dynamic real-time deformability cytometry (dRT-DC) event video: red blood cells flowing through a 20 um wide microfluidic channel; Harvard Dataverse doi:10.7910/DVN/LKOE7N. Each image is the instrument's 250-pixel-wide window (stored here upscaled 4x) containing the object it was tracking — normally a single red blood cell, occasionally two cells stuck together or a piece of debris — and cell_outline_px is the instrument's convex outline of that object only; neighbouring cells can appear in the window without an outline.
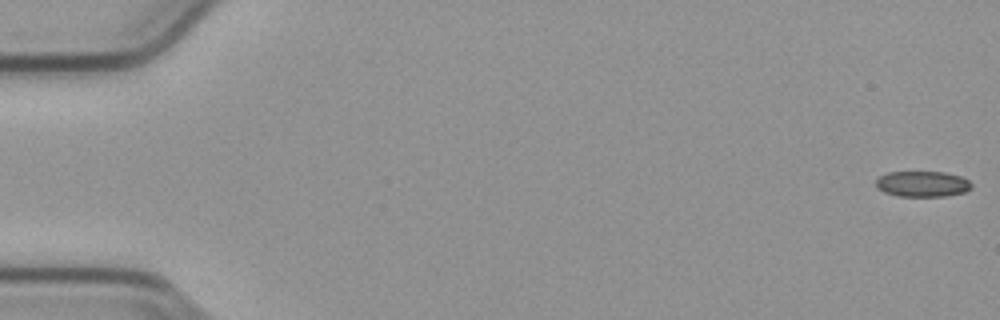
{"species": "common noctule bat (a hibernating species)", "species_latin": "Nyctalus noctula", "temperature_condition": "cold", "stored_images_in_passage": 55, "camera_frame_rate_fps": 3000, "um_per_image_px": 0.085, "animal": {"sex": "male", "body_mass_g": 23.1, "forearm_length_mm": 52.7}, "frame": {"image": 1, "passage_image": 1, "time_ms": 0.0, "image_size_px": [1000, 320], "cell_outline_px": [[972, 188], [964, 192], [944, 196], [900, 196], [884, 192], [876, 188], [876, 180], [880, 176], [888, 172], [944, 172], [960, 176], [968, 180], [972, 184]], "centroid_in_image_um": [78.4, 15.63], "position_along_channel_um": 6.6, "area_um2": 14.28}}
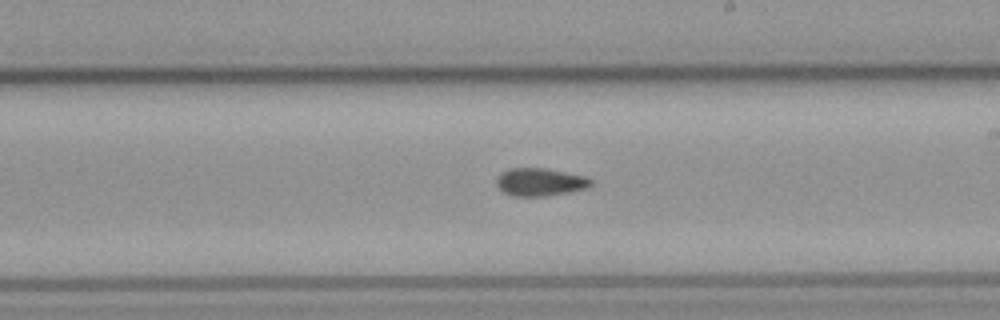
{"frame": {"image": 2, "passage_image": 32, "time_ms": 10.333, "image_size_px": [1000, 320], "cell_outline_px": [[592, 184], [588, 188], [568, 192], [544, 196], [512, 196], [504, 192], [496, 184], [496, 176], [500, 172], [508, 168], [544, 168], [584, 176], [592, 180]], "centroid_in_image_um": [45.86, 15.47], "position_along_channel_um": 243.1, "area_um2": 15.32}}
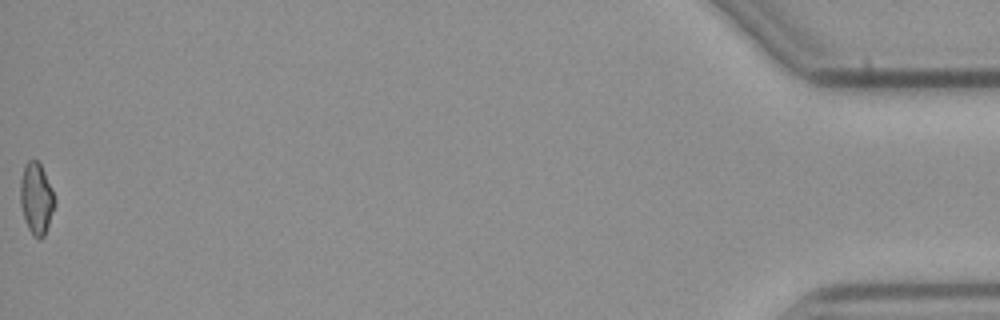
{"frame": {"image": 3, "passage_image": 55, "time_ms": 18.0, "image_size_px": [1000, 320], "cell_outline_px": [[56, 204], [44, 236], [40, 240], [32, 236], [28, 228], [20, 204], [20, 180], [24, 164], [28, 160], [36, 160], [40, 164], [52, 188], [56, 200]], "centroid_in_image_um": [3.09, 16.88], "position_along_channel_um": 432.1, "area_um2": 14.45}, "authors_computed_cell_mechanics": {"area_um2": 15.1436, "velocity_mm_per_s": 3.8174, "shape_relaxation_time_tau1_ms": null, "shape_relaxation_time_tau2_ms": 4.8087, "deformation_change_tau1": null, "deformation_change_tau2": 0.102}}